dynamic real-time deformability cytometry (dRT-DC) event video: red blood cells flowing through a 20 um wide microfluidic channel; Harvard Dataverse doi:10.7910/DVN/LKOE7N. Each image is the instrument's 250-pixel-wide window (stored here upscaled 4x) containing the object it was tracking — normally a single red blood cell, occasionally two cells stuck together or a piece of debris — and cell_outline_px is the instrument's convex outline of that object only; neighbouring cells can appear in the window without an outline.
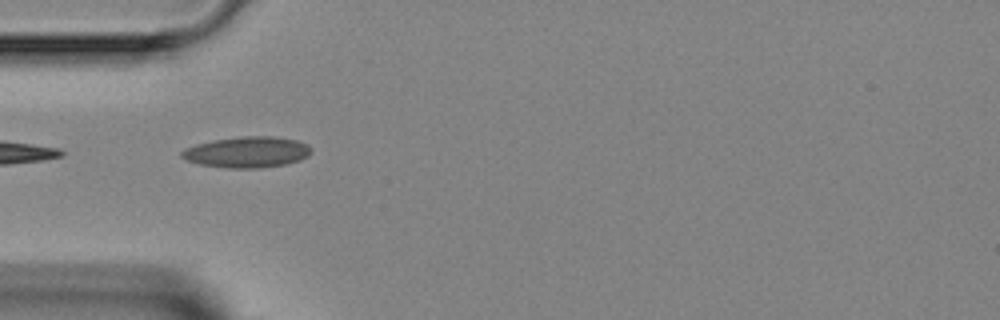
{"species": "Egyptian fruit bat (a non-hibernating species)", "species_latin": "Rousettus aegyptiacus", "temperature_condition": "room temperature", "stored_images_in_passage": 7, "camera_frame_rate_fps": 3000, "um_per_image_px": 0.085, "animal": {"sex": "female"}, "frame": {"image": 1, "passage_image": 3, "time_ms": 2.333, "image_size_px": [1000, 320], "cell_outline_px": [[312, 152], [308, 156], [300, 160], [284, 164], [256, 168], [228, 168], [200, 164], [188, 160], [180, 156], [180, 152], [184, 148], [196, 144], [212, 140], [240, 136], [272, 136], [296, 140], [308, 144], [312, 148]], "centroid_in_image_um": [21.01, 12.92], "position_along_channel_um": 64.0, "area_um2": 23.41}}
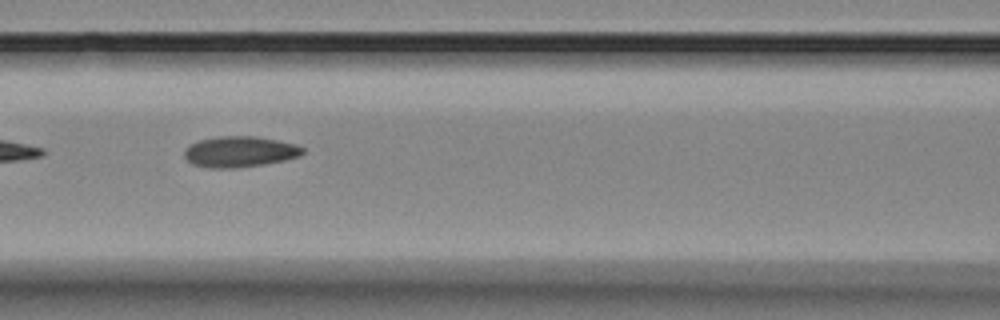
{"frame": {"image": 2, "passage_image": 5, "time_ms": 4.333, "image_size_px": [1000, 320], "cell_outline_px": [[304, 152], [300, 156], [284, 160], [264, 164], [232, 168], [208, 168], [192, 164], [184, 156], [184, 148], [188, 144], [200, 140], [216, 136], [256, 136], [296, 144], [304, 148]], "centroid_in_image_um": [20.35, 12.89], "position_along_channel_um": 146.3, "area_um2": 21.39}}
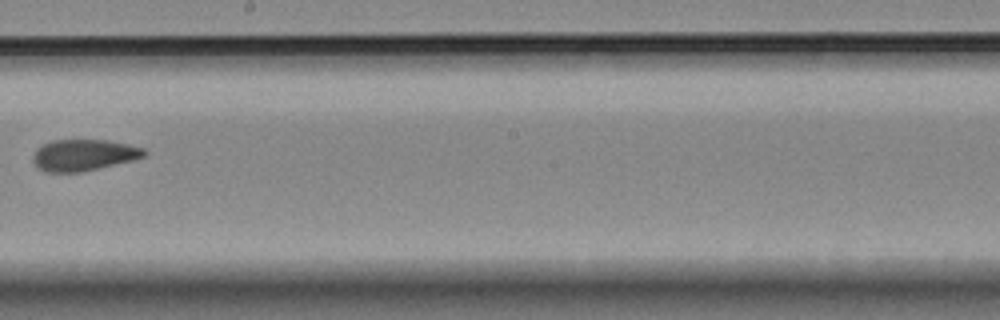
{"frame": {"image": 3, "passage_image": 7, "time_ms": 6.667, "image_size_px": [1000, 320], "cell_outline_px": [[148, 152], [144, 156], [132, 160], [80, 172], [44, 172], [36, 168], [32, 160], [32, 156], [36, 148], [52, 140], [108, 140], [128, 144], [144, 148]], "centroid_in_image_um": [7.07, 13.18], "position_along_channel_um": 241.1, "area_um2": 20.4}}